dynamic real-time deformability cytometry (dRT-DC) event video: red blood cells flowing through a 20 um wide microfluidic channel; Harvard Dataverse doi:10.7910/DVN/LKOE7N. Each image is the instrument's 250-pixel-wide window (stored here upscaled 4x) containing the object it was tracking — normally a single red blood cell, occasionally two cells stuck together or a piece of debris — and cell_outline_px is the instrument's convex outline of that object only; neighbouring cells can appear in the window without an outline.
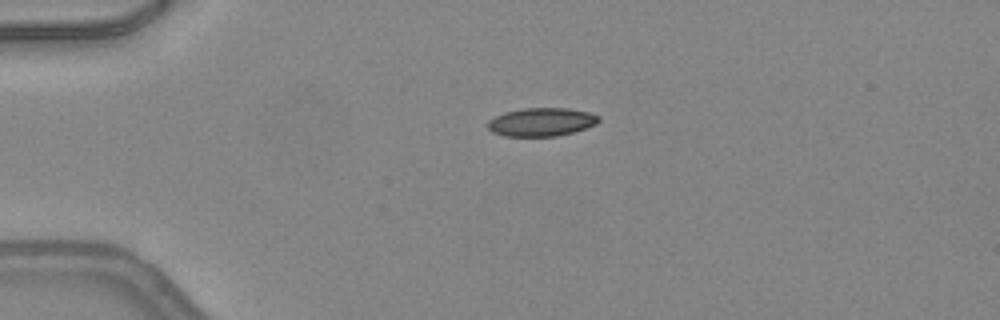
{"species": "common noctule bat (a hibernating species)", "species_latin": "Nyctalus noctula", "temperature_condition": "warm", "stored_images_in_passage": 38, "camera_frame_rate_fps": 3000, "um_per_image_px": 0.085, "animal": {"sex": "female", "body_mass_g": 24.6, "forearm_length_mm": 56.2}, "frame": {"image": 1, "passage_image": 1, "time_ms": 0.0, "image_size_px": [1000, 320], "cell_outline_px": [[600, 120], [596, 124], [572, 132], [556, 136], [504, 136], [492, 132], [488, 128], [488, 120], [504, 112], [524, 108], [568, 108], [588, 112], [600, 116]], "centroid_in_image_um": [46.01, 10.36], "position_along_channel_um": 39.0, "area_um2": 18.26}}
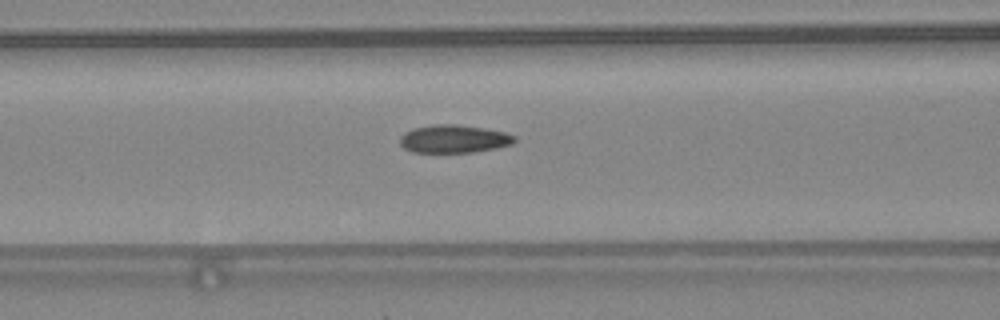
{"frame": {"image": 2, "passage_image": 10, "time_ms": 3.0, "image_size_px": [1000, 320], "cell_outline_px": [[516, 140], [512, 144], [496, 148], [476, 152], [412, 152], [404, 148], [400, 144], [400, 136], [404, 132], [412, 128], [432, 124], [456, 124], [484, 128], [504, 132], [516, 136]], "centroid_in_image_um": [38.56, 11.8], "position_along_channel_um": 128.0, "area_um2": 18.84}}
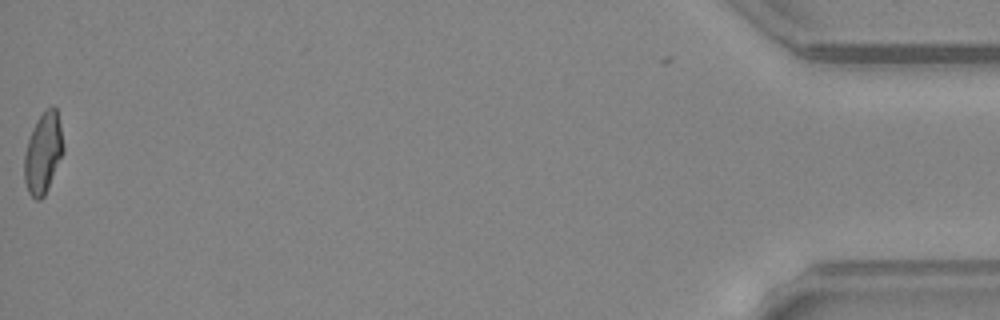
{"frame": {"image": 3, "passage_image": 38, "time_ms": 12.333, "image_size_px": [1000, 320], "cell_outline_px": [[64, 152], [48, 188], [44, 196], [40, 200], [36, 200], [28, 192], [24, 180], [24, 156], [28, 140], [32, 128], [36, 120], [44, 108], [52, 104], [56, 108], [60, 124], [64, 148]], "centroid_in_image_um": [3.67, 12.97], "position_along_channel_um": 431.5, "area_um2": 18.61}, "authors_computed_cell_mechanics": {"area_um2": 18.6405, "velocity_mm_per_s": 4.2824, "shape_relaxation_time_tau1_ms": 8.9127, "shape_relaxation_time_tau2_ms": 1.3452, "deformation_change_tau1": 0.2277, "deformation_change_tau2": 0.0711}}